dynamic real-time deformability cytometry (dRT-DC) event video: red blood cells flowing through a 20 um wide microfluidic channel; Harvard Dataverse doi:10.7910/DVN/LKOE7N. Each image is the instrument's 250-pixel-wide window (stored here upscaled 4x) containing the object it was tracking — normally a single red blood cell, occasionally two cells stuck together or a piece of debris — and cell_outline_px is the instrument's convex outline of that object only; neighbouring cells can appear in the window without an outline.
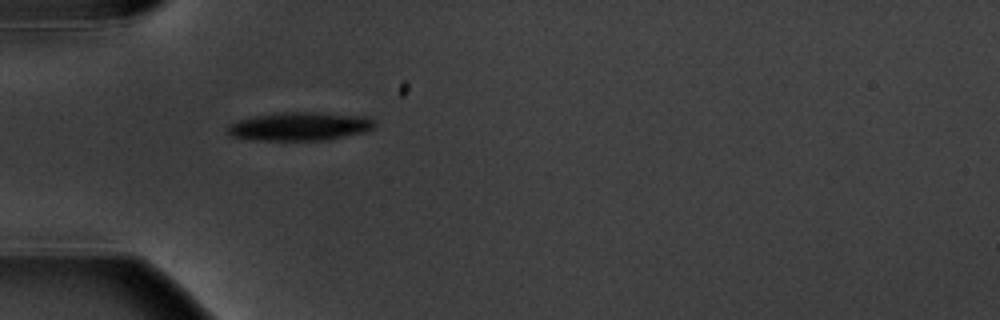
{"species": "common noctule bat (a hibernating species)", "species_latin": "Nyctalus noctula", "temperature_condition": "warm", "stored_images_in_passage": 1, "camera_frame_rate_fps": 3000, "um_per_image_px": 0.085, "animal": {"sex": "male", "body_mass_g": 20.1, "forearm_length_mm": 53.5}, "frame": {"image": 1, "passage_image": 1, "time_ms": 0.0, "image_size_px": [1000, 320], "cell_outline_px": [[376, 124], [372, 128], [364, 132], [328, 140], [252, 140], [232, 136], [228, 132], [228, 124], [240, 120], [256, 116], [280, 112], [312, 112], [364, 116], [372, 120]], "centroid_in_image_um": [25.47, 10.75], "position_along_channel_um": 59.5, "area_um2": 24.16}}